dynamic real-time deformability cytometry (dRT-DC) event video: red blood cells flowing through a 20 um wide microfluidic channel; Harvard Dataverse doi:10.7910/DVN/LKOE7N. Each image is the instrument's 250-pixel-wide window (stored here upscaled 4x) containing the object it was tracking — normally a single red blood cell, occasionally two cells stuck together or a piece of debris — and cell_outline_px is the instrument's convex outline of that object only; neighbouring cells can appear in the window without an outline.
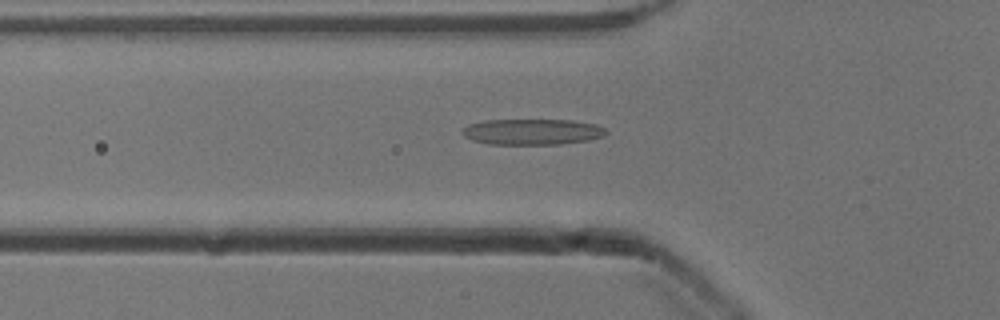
{"species": "common noctule bat (a hibernating species)", "species_latin": "Nyctalus noctula", "temperature_condition": "cold", "stored_images_in_passage": 40, "camera_frame_rate_fps": 3000, "um_per_image_px": 0.085, "animal": {"sex": "male", "body_mass_g": 13.3}, "frame": {"image": 1, "passage_image": 6, "time_ms": 1.667, "image_size_px": [1000, 320], "cell_outline_px": [[608, 132], [604, 136], [588, 140], [560, 144], [488, 144], [472, 140], [464, 136], [460, 132], [468, 124], [484, 120], [572, 120], [596, 124], [604, 128]], "centroid_in_image_um": [45.23, 11.2], "position_along_channel_um": 80.6, "area_um2": 21.73}}
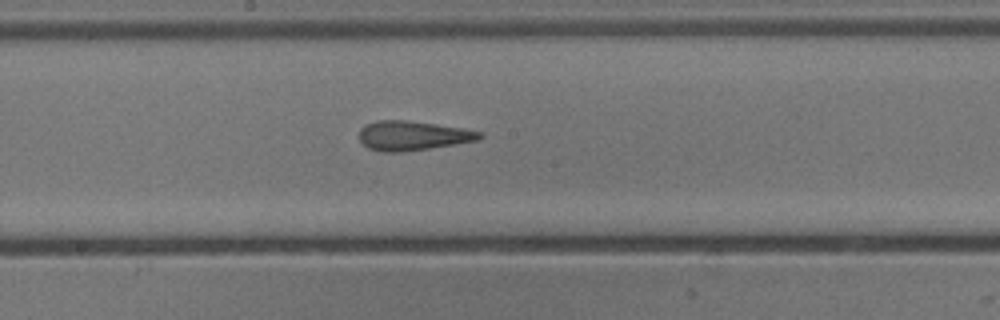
{"frame": {"image": 2, "passage_image": 16, "time_ms": 5.0, "image_size_px": [1000, 320], "cell_outline_px": [[484, 136], [476, 140], [456, 144], [400, 152], [380, 152], [368, 148], [360, 140], [360, 128], [364, 124], [376, 120], [408, 120], [464, 128], [484, 132]], "centroid_in_image_um": [35.07, 11.52], "position_along_channel_um": 213.1, "area_um2": 20.75}}
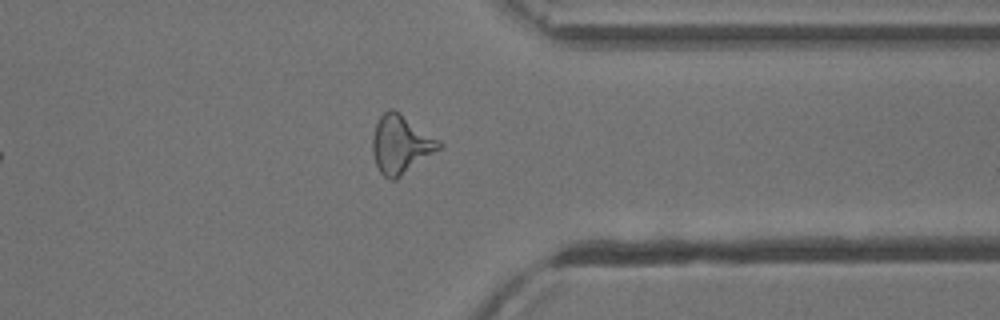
{"frame": {"image": 3, "passage_image": 29, "time_ms": 9.333, "image_size_px": [1000, 320], "cell_outline_px": [[444, 144], [440, 148], [396, 180], [388, 180], [380, 172], [376, 164], [372, 152], [372, 136], [376, 124], [380, 116], [388, 108], [392, 108], [400, 112], [440, 140]], "centroid_in_image_um": [34.05, 12.26], "position_along_channel_um": 377.3, "area_um2": 22.66}, "authors_computed_cell_mechanics": {"area_um2": 20.9814, "velocity_mm_per_s": 3.932, "shape_relaxation_time_tau1_ms": 6.2943, "shape_relaxation_time_tau2_ms": 1.8857, "deformation_change_tau1": 0.2049, "deformation_change_tau2": 0.1362}}